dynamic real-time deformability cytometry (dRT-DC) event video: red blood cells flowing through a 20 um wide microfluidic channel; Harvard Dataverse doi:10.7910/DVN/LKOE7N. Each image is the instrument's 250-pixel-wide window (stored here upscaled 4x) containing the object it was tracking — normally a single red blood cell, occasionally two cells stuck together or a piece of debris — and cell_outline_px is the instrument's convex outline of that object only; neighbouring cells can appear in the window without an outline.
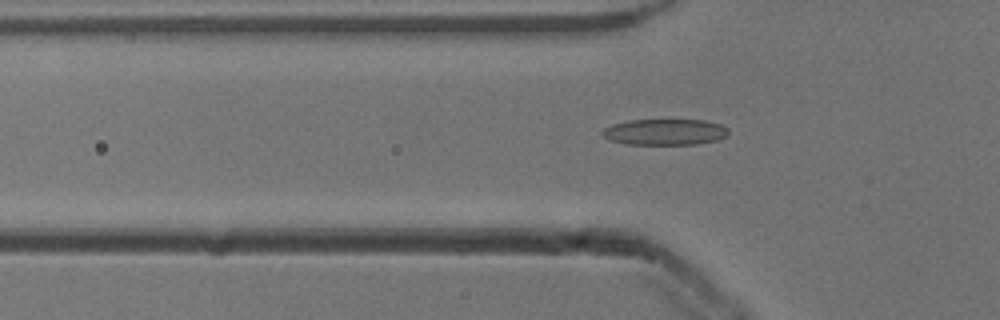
{"species": "common noctule bat (a hibernating species)", "species_latin": "Nyctalus noctula", "temperature_condition": "cold", "stored_images_in_passage": 50, "camera_frame_rate_fps": 3000, "um_per_image_px": 0.085, "animal": {"sex": "male", "body_mass_g": 13.3}, "frame": {"image": 1, "passage_image": 17, "time_ms": 5.333, "image_size_px": [1000, 320], "cell_outline_px": [[728, 132], [724, 136], [716, 140], [696, 144], [628, 144], [608, 140], [600, 132], [604, 128], [612, 124], [628, 120], [704, 120], [720, 124], [728, 128]], "centroid_in_image_um": [56.47, 11.21], "position_along_channel_um": 69.3, "area_um2": 19.07}}
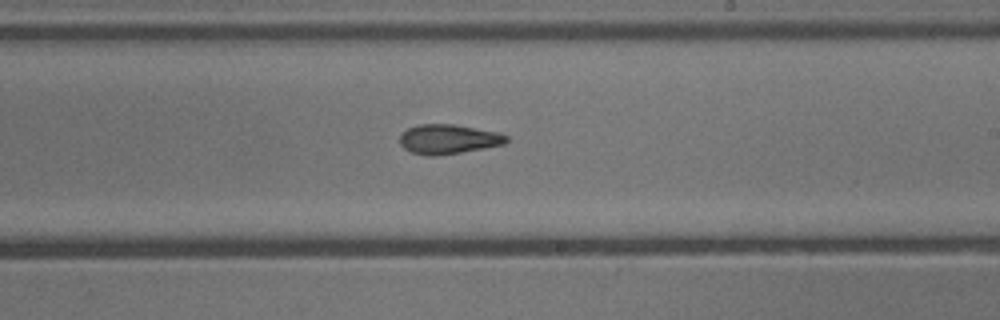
{"frame": {"image": 2, "passage_image": 31, "time_ms": 10.0, "image_size_px": [1000, 320], "cell_outline_px": [[508, 140], [504, 144], [484, 148], [436, 156], [428, 156], [412, 152], [404, 148], [400, 144], [400, 132], [416, 124], [452, 124], [500, 132], [508, 136]], "centroid_in_image_um": [38.09, 11.82], "position_along_channel_um": 250.9, "area_um2": 18.44}}
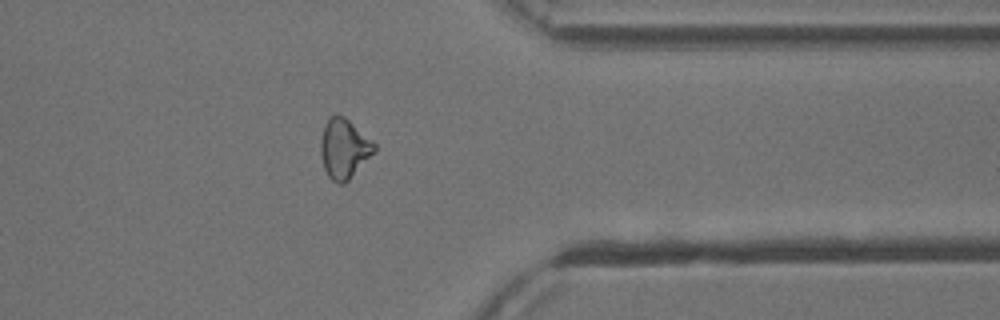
{"frame": {"image": 3, "passage_image": 42, "time_ms": 13.667, "image_size_px": [1000, 320], "cell_outline_px": [[376, 152], [344, 184], [340, 184], [332, 180], [328, 176], [324, 168], [320, 156], [320, 140], [324, 124], [336, 112], [344, 116], [372, 140], [376, 144]], "centroid_in_image_um": [29.24, 12.62], "position_along_channel_um": 382.2, "area_um2": 18.84}, "authors_computed_cell_mechanics": {"area_um2": 18.6694, "velocity_mm_per_s": 3.869, "shape_relaxation_time_tau1_ms": null, "shape_relaxation_time_tau2_ms": 3.3632, "deformation_change_tau1": null, "deformation_change_tau2": 0.1085}}